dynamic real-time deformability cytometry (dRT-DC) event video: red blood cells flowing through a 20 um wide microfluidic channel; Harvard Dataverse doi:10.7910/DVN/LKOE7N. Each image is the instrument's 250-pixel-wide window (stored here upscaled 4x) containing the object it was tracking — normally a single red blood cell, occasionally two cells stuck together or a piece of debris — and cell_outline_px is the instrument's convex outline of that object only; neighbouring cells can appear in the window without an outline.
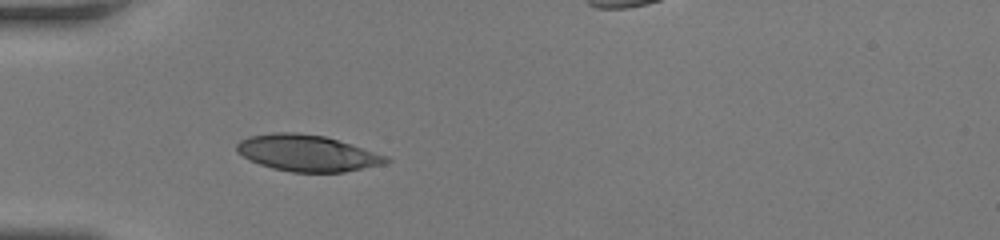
{"species": "human", "species_latin": "Homo sapiens", "temperature_condition": "room temperature", "stored_images_in_passage": 34, "camera_frame_rate_fps": 3000, "um_per_image_px": 0.085, "donor": {"sex": "female"}, "frame": {"image": 1, "passage_image": 1, "time_ms": 0.0, "image_size_px": [1000, 240], "cell_outline_px": [[392, 160], [384, 164], [344, 172], [292, 172], [272, 168], [260, 164], [236, 152], [236, 144], [240, 140], [248, 136], [272, 132], [296, 132], [324, 136], [352, 144], [388, 156]], "centroid_in_image_um": [26.12, 13.0], "position_along_channel_um": 58.9, "area_um2": 31.67}}
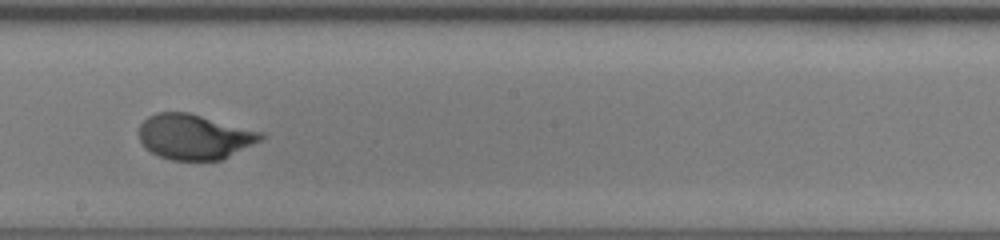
{"frame": {"image": 2, "passage_image": 14, "time_ms": 4.333, "image_size_px": [1000, 240], "cell_outline_px": [[264, 136], [260, 140], [220, 160], [172, 160], [160, 156], [152, 152], [140, 140], [140, 124], [148, 116], [156, 112], [188, 112], [264, 132]], "centroid_in_image_um": [16.52, 11.61], "position_along_channel_um": 231.7, "area_um2": 31.67}}
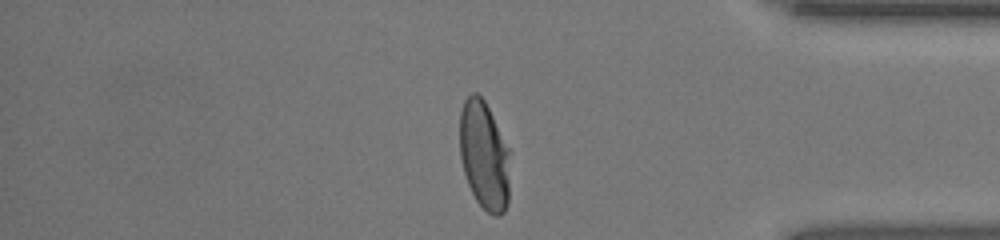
{"frame": {"image": 3, "passage_image": 27, "time_ms": 8.667, "image_size_px": [1000, 240], "cell_outline_px": [[512, 152], [508, 204], [504, 212], [500, 216], [496, 216], [488, 212], [476, 200], [468, 184], [464, 172], [460, 156], [460, 112], [464, 100], [472, 92], [476, 92], [484, 100]], "centroid_in_image_um": [41.2, 13.22], "position_along_channel_um": 394.0, "area_um2": 32.48}, "authors_computed_cell_mechanics": {"area_um2": 32.4836, "velocity_mm_per_s": 4.2105, "shape_relaxation_time_tau1_ms": 3.4365, "shape_relaxation_time_tau2_ms": null, "deformation_change_tau1": 0.2077, "deformation_change_tau2": null}}